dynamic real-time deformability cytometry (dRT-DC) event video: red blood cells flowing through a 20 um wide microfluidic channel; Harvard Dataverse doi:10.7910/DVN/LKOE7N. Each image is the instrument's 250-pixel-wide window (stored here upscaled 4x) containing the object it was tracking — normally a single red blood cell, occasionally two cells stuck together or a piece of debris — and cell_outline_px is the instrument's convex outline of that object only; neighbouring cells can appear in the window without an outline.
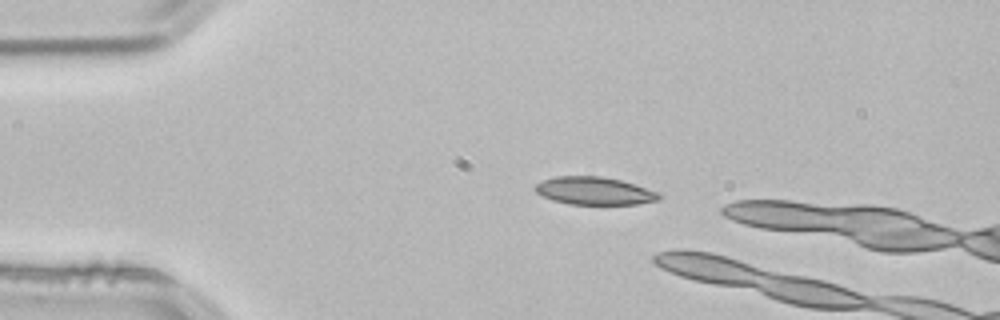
{"species": "common noctule bat (a hibernating species)", "species_latin": "Nyctalus noctula", "temperature_condition": "room temperature", "stored_images_in_passage": 8, "camera_frame_rate_fps": 3000, "um_per_image_px": 0.085, "animal": {"sex": "male", "body_mass_g": 21.5, "forearm_length_mm": 52.0}, "frame": {"image": 1, "passage_image": 1, "time_ms": 0.0, "image_size_px": [1000, 320], "cell_outline_px": [[660, 200], [636, 204], [568, 204], [552, 200], [536, 192], [532, 188], [536, 184], [544, 180], [556, 176], [600, 176], [620, 180], [660, 192]], "centroid_in_image_um": [50.52, 16.22], "position_along_channel_um": 34.5, "area_um2": 20.0}}